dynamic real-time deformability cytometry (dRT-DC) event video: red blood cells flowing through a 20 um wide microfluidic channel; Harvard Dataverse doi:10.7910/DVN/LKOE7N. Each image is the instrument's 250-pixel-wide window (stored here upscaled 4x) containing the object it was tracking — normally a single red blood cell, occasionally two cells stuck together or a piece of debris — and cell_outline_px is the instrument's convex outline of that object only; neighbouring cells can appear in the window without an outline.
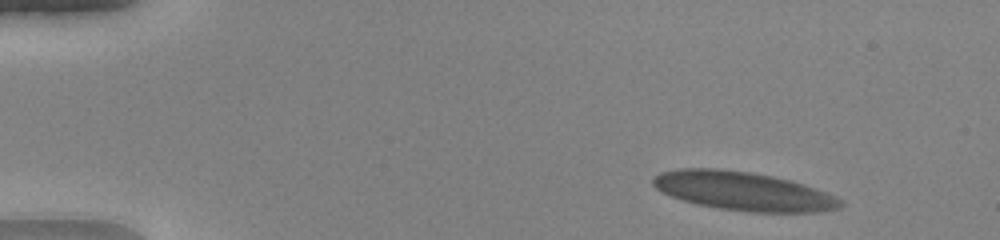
{"species": "human", "species_latin": "Homo sapiens", "temperature_condition": "warm", "stored_images_in_passage": 49, "camera_frame_rate_fps": 3000, "um_per_image_px": 0.085, "donor": {"sex": "female"}, "frame": {"image": 1, "passage_image": 5, "time_ms": 1.333, "image_size_px": [1000, 240], "cell_outline_px": [[844, 204], [840, 208], [816, 212], [752, 212], [720, 208], [696, 204], [660, 192], [652, 184], [652, 180], [660, 172], [680, 168], [716, 168], [748, 172], [772, 176], [792, 180], [804, 184], [836, 196]], "centroid_in_image_um": [63.18, 16.24], "position_along_channel_um": 21.8, "area_um2": 42.14}}
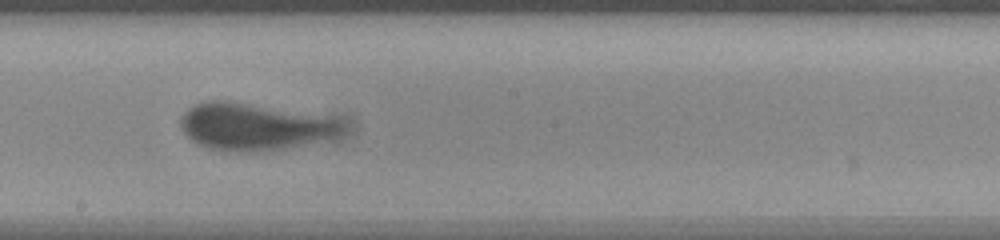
{"frame": {"image": 2, "passage_image": 28, "time_ms": 9.0, "image_size_px": [1000, 240], "cell_outline_px": [[344, 132], [340, 136], [332, 140], [284, 148], [256, 152], [212, 148], [200, 144], [192, 140], [180, 128], [180, 116], [188, 108], [196, 104], [208, 100], [224, 100], [336, 116], [344, 124]], "centroid_in_image_um": [21.75, 10.74], "position_along_channel_um": 226.4, "area_um2": 44.97}}
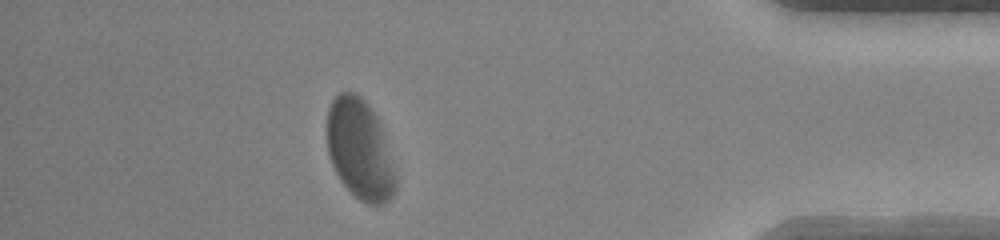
{"frame": {"image": 3, "passage_image": 44, "time_ms": 14.333, "image_size_px": [1000, 240], "cell_outline_px": [[396, 192], [384, 204], [368, 204], [360, 200], [340, 180], [332, 164], [328, 152], [328, 108], [332, 100], [340, 92], [352, 92], [360, 96], [372, 108], [384, 132], [396, 176]], "centroid_in_image_um": [30.61, 12.71], "position_along_channel_um": 404.6, "area_um2": 39.82}, "authors_computed_cell_mechanics": {"area_um2": 42.2518, "velocity_mm_per_s": 4.0504, "shape_relaxation_time_tau1_ms": 4.3131, "shape_relaxation_time_tau2_ms": null, "deformation_change_tau1": 0.1785, "deformation_change_tau2": null}}